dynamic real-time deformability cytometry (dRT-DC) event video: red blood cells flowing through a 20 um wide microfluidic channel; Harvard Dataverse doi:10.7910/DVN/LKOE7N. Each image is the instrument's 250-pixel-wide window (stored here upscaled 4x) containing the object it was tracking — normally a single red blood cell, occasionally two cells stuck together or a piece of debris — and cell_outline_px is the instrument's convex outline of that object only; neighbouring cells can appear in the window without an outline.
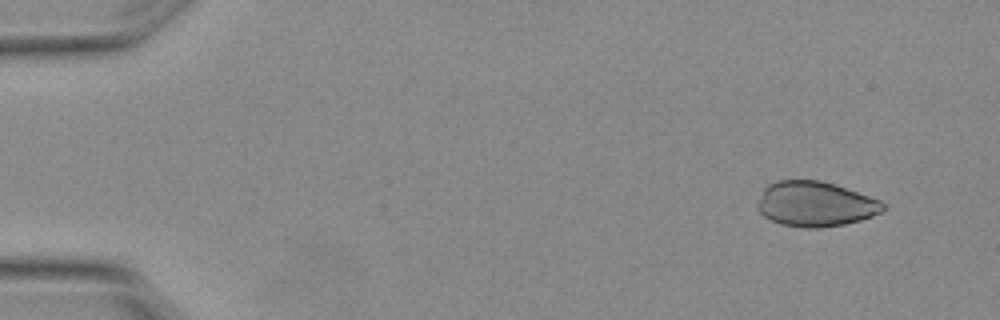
{"species": "Egyptian fruit bat (a non-hibernating species)", "species_latin": "Rousettus aegyptiacus", "temperature_condition": "warm", "stored_images_in_passage": 4, "camera_frame_rate_fps": 3000, "um_per_image_px": 0.085, "animal": {"sex": "female"}, "frame": {"image": 1, "passage_image": 2, "time_ms": 0.333, "image_size_px": [1000, 320], "cell_outline_px": [[884, 208], [880, 212], [872, 216], [860, 220], [844, 224], [816, 228], [804, 228], [780, 224], [764, 216], [756, 208], [756, 204], [764, 188], [768, 184], [776, 180], [820, 180], [880, 200], [884, 204]], "centroid_in_image_um": [69.24, 17.34], "position_along_channel_um": 15.8, "area_um2": 32.71}}
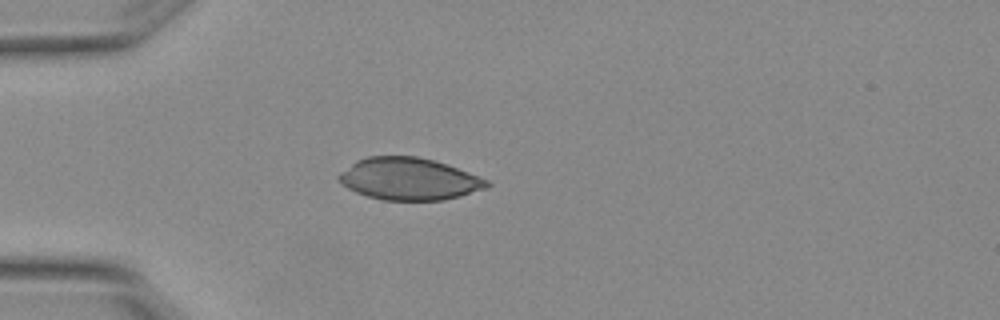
{"frame": {"image": 2, "passage_image": 4, "time_ms": 1.0, "image_size_px": [1000, 320], "cell_outline_px": [[492, 184], [488, 188], [460, 196], [444, 200], [384, 200], [368, 196], [356, 192], [348, 188], [336, 180], [336, 176], [340, 172], [356, 160], [368, 156], [416, 156], [448, 164], [488, 180]], "centroid_in_image_um": [34.76, 15.21], "position_along_channel_um": 50.2, "area_um2": 36.47}}